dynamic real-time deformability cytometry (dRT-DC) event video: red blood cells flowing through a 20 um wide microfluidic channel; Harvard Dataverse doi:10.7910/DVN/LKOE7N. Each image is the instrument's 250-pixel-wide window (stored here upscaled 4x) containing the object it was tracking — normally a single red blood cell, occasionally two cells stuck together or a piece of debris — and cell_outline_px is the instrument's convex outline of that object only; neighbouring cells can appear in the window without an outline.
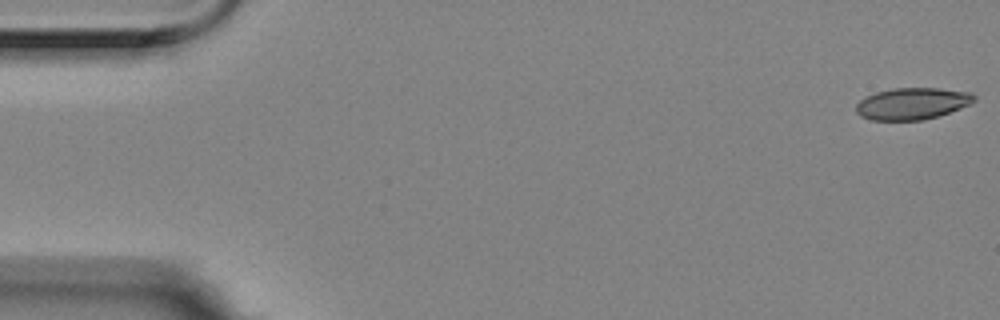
{"species": "Egyptian fruit bat (a non-hibernating species)", "species_latin": "Rousettus aegyptiacus", "temperature_condition": "room temperature", "stored_images_in_passage": 15, "camera_frame_rate_fps": 3000, "um_per_image_px": 0.085, "animal": {"sex": "female"}, "frame": {"image": 1, "passage_image": 1, "time_ms": 0.0, "image_size_px": [1000, 320], "cell_outline_px": [[976, 100], [972, 104], [936, 116], [920, 120], [872, 120], [860, 116], [856, 112], [856, 104], [860, 100], [876, 92], [892, 88], [940, 88], [972, 92], [976, 96]], "centroid_in_image_um": [77.56, 8.79], "position_along_channel_um": 7.4, "area_um2": 21.85}}
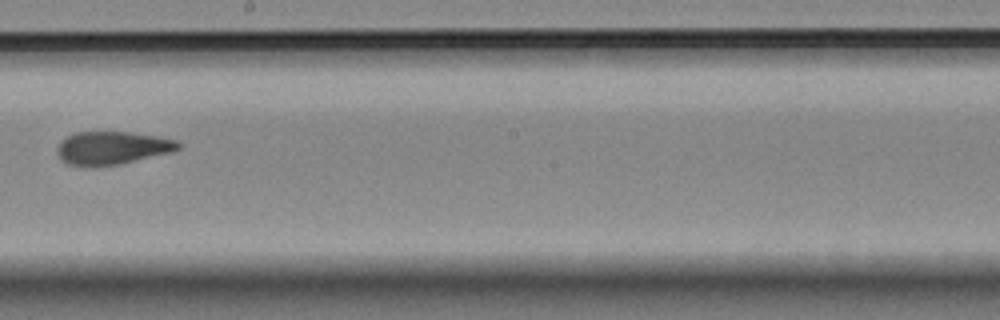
{"frame": {"image": 2, "passage_image": 9, "time_ms": 2.667, "image_size_px": [1000, 320], "cell_outline_px": [[180, 148], [172, 152], [120, 164], [92, 168], [84, 168], [68, 164], [60, 160], [56, 152], [56, 148], [60, 140], [76, 132], [128, 132], [156, 136], [176, 140], [180, 144]], "centroid_in_image_um": [9.46, 12.6], "position_along_channel_um": 238.7, "area_um2": 23.76}}
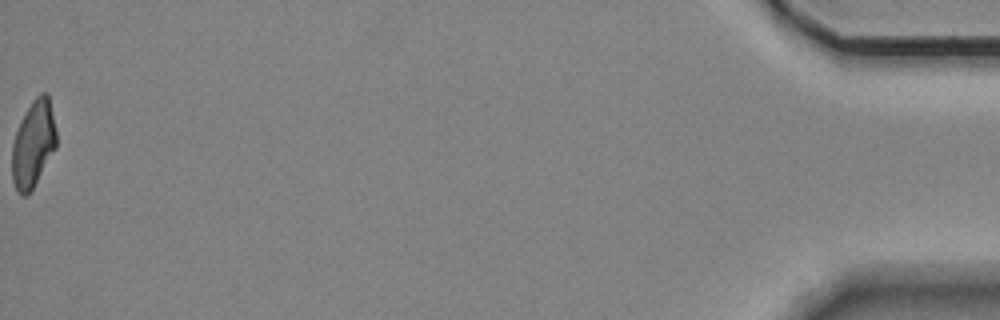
{"frame": {"image": 3, "passage_image": 15, "time_ms": 4.667, "image_size_px": [1000, 320], "cell_outline_px": [[56, 148], [32, 188], [24, 196], [20, 196], [16, 192], [12, 180], [12, 144], [16, 132], [32, 100], [40, 92], [48, 92], [56, 132]], "centroid_in_image_um": [2.82, 12.24], "position_along_channel_um": 432.4, "area_um2": 22.14}}